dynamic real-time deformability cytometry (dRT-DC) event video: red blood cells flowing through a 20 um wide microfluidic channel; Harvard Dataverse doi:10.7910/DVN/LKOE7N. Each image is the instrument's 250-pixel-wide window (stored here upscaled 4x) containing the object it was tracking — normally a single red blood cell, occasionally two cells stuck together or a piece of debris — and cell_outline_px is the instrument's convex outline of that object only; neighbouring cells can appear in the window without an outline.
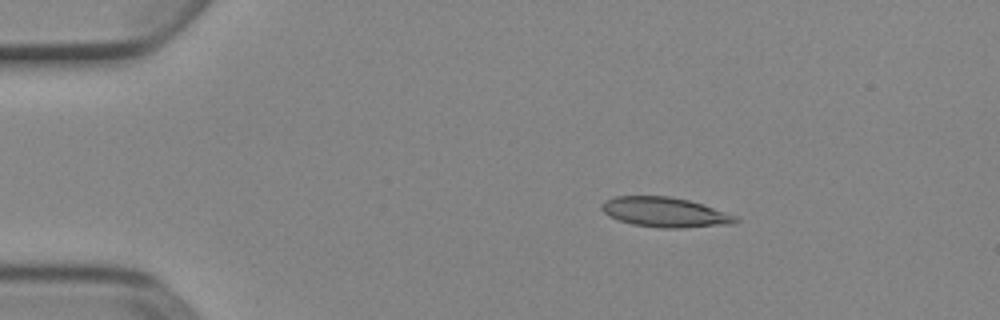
{"species": "Egyptian fruit bat (a non-hibernating species)", "species_latin": "Rousettus aegyptiacus", "temperature_condition": "cold", "stored_images_in_passage": 5, "camera_frame_rate_fps": 3000, "um_per_image_px": 0.085, "animal": {"sex": "female"}, "frame": {"image": 1, "passage_image": 3, "time_ms": 0.667, "image_size_px": [1000, 320], "cell_outline_px": [[740, 220], [732, 224], [680, 228], [660, 228], [632, 224], [620, 220], [604, 212], [600, 208], [604, 200], [616, 196], [668, 196], [688, 200], [704, 204], [736, 216]], "centroid_in_image_um": [56.54, 18.03], "position_along_channel_um": 28.5, "area_um2": 23.18}}
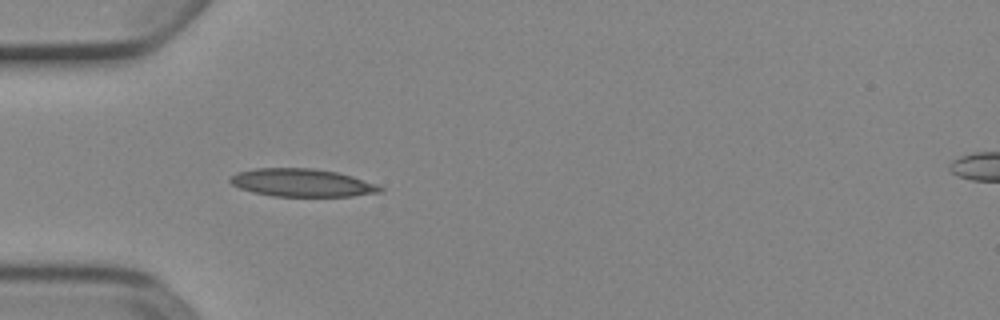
{"frame": {"image": 2, "passage_image": 5, "time_ms": 1.333, "image_size_px": [1000, 320], "cell_outline_px": [[384, 188], [380, 192], [352, 196], [272, 196], [252, 192], [240, 188], [232, 184], [228, 180], [232, 176], [240, 172], [256, 168], [312, 168], [336, 172], [352, 176], [376, 184]], "centroid_in_image_um": [25.67, 15.53], "position_along_channel_um": 59.3, "area_um2": 24.16}}